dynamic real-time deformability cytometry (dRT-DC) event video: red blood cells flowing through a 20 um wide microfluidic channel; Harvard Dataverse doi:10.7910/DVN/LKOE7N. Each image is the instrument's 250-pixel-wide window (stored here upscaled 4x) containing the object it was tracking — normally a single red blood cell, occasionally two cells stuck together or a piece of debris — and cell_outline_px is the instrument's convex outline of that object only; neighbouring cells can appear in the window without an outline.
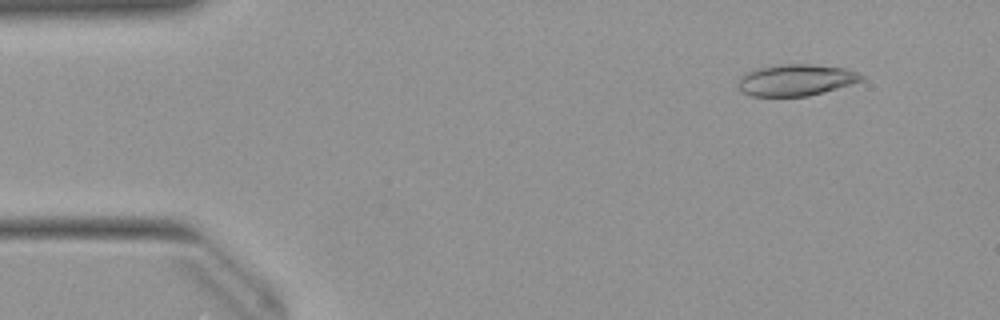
{"species": "Egyptian fruit bat (a non-hibernating species)", "species_latin": "Rousettus aegyptiacus", "temperature_condition": "warm", "stored_images_in_passage": 50, "camera_frame_rate_fps": 3000, "um_per_image_px": 0.085, "animal": {"sex": "female"}, "frame": {"image": 1, "passage_image": 5, "time_ms": 1.333, "image_size_px": [1000, 320], "cell_outline_px": [[864, 80], [824, 92], [808, 96], [752, 96], [744, 92], [736, 84], [740, 76], [748, 72], [760, 68], [784, 64], [812, 64], [844, 68], [856, 72], [864, 76]], "centroid_in_image_um": [67.66, 6.8], "position_along_channel_um": 17.3, "area_um2": 22.43}}
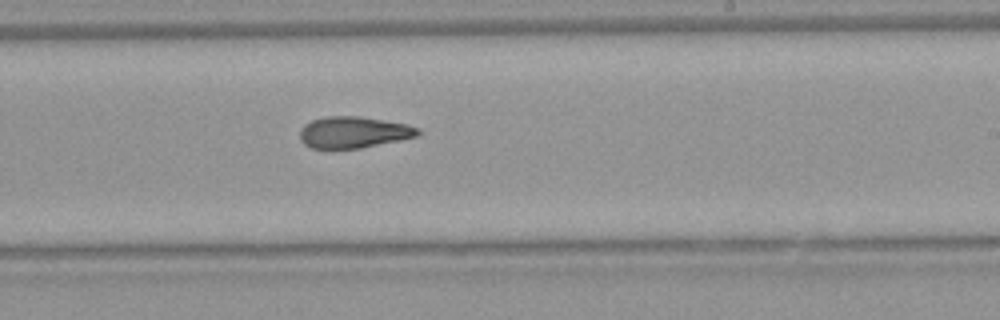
{"frame": {"image": 2, "passage_image": 30, "time_ms": 9.667, "image_size_px": [1000, 320], "cell_outline_px": [[424, 132], [420, 136], [360, 148], [312, 148], [304, 144], [300, 140], [300, 128], [304, 124], [312, 120], [328, 116], [360, 116], [408, 124], [420, 128]], "centroid_in_image_um": [30.1, 11.23], "position_along_channel_um": 258.9, "area_um2": 21.85}}
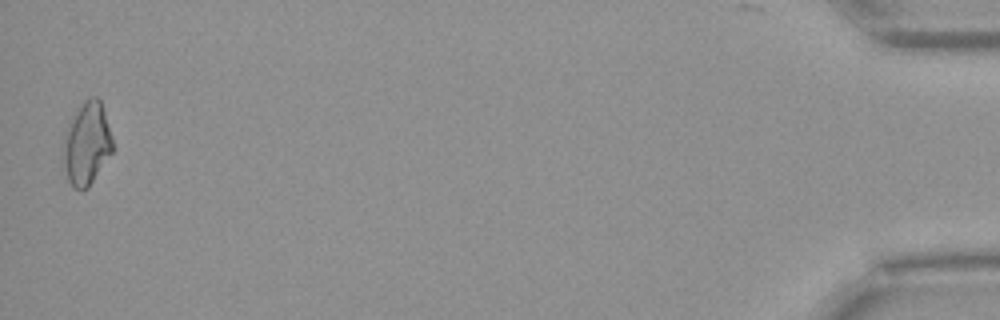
{"frame": {"image": 3, "passage_image": 50, "time_ms": 16.333, "image_size_px": [1000, 320], "cell_outline_px": [[116, 148], [88, 188], [80, 192], [68, 180], [60, 148], [68, 128], [76, 112], [84, 100], [88, 96], [96, 96], [100, 100], [104, 108]], "centroid_in_image_um": [7.41, 12.22], "position_along_channel_um": 427.8, "area_um2": 24.22}, "authors_computed_cell_mechanics": {"area_um2": 22.3975, "velocity_mm_per_s": 4.0049, "shape_relaxation_time_tau1_ms": null, "shape_relaxation_time_tau2_ms": 5.4474, "deformation_change_tau1": null, "deformation_change_tau2": 0.1553}}